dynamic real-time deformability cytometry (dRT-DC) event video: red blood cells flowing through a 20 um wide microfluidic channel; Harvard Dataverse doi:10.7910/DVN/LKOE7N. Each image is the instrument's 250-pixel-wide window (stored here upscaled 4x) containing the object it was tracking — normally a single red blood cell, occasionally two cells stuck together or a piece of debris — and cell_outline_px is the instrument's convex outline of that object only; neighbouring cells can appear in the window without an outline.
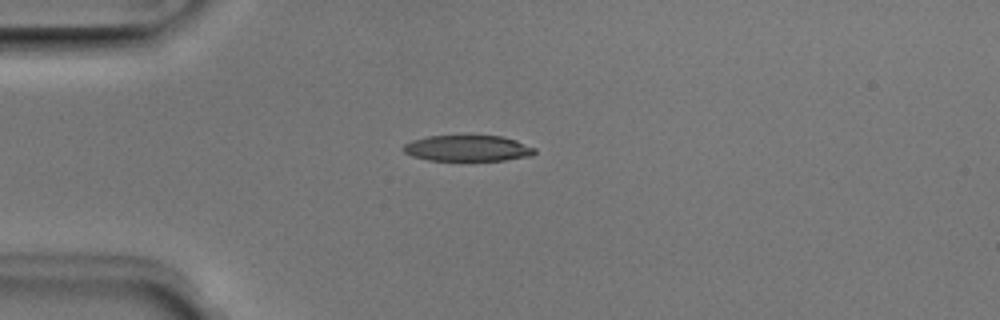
{"species": "Egyptian fruit bat (a non-hibernating species)", "species_latin": "Rousettus aegyptiacus", "temperature_condition": "room temperature", "stored_images_in_passage": 3, "camera_frame_rate_fps": 3000, "um_per_image_px": 0.085, "animal": {"sex": "male"}, "frame": {"image": 1, "passage_image": 3, "time_ms": 0.667, "image_size_px": [1000, 320], "cell_outline_px": [[536, 152], [532, 156], [504, 160], [428, 160], [412, 156], [404, 152], [400, 148], [404, 144], [412, 140], [428, 136], [504, 136], [516, 140], [536, 148]], "centroid_in_image_um": [39.75, 12.6], "position_along_channel_um": 45.2, "area_um2": 19.94}}